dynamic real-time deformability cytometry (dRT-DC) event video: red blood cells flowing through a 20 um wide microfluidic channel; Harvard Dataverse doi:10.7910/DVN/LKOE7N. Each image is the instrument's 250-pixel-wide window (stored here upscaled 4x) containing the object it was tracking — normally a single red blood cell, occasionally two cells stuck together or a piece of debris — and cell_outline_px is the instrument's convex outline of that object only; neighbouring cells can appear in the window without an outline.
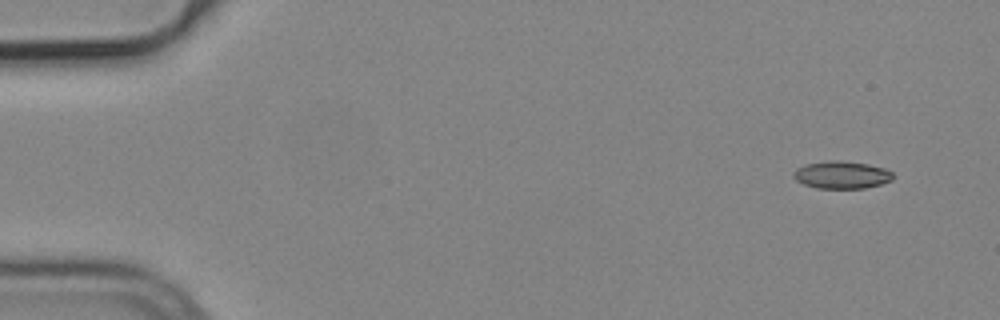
{"species": "common noctule bat (a hibernating species)", "species_latin": "Nyctalus noctula", "temperature_condition": "cold", "stored_images_in_passage": 2, "camera_frame_rate_fps": 3000, "um_per_image_px": 0.085, "animal": {"sex": "male", "body_mass_g": 19.2, "forearm_length_mm": 51.8}, "frame": {"image": 1, "passage_image": 2, "time_ms": 0.333, "image_size_px": [1000, 320], "cell_outline_px": [[892, 180], [880, 184], [864, 188], [816, 188], [804, 184], [796, 180], [792, 176], [796, 168], [804, 164], [828, 160], [840, 160], [868, 164], [884, 168], [892, 172]], "centroid_in_image_um": [71.51, 14.85], "position_along_channel_um": 13.5, "area_um2": 15.95}}